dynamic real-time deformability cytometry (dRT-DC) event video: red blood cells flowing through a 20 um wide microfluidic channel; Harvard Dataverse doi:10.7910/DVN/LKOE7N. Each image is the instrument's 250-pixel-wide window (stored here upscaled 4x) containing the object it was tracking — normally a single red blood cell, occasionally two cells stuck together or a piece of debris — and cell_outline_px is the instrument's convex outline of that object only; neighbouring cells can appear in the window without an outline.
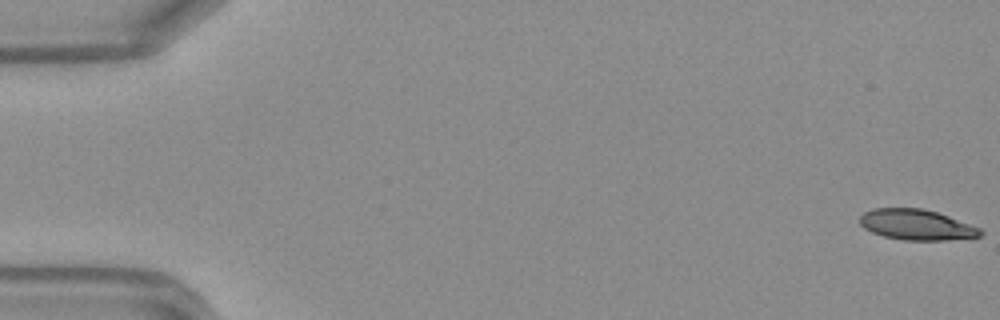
{"species": "Egyptian fruit bat (a non-hibernating species)", "species_latin": "Rousettus aegyptiacus", "temperature_condition": "warm", "stored_images_in_passage": 16, "camera_frame_rate_fps": 3000, "um_per_image_px": 0.085, "frame": {"image": 1, "passage_image": 1, "time_ms": 0.0, "image_size_px": [1000, 320], "cell_outline_px": [[984, 232], [980, 236], [948, 240], [904, 240], [884, 236], [872, 232], [864, 228], [860, 224], [860, 216], [864, 212], [872, 208], [924, 208], [948, 216], [980, 228]], "centroid_in_image_um": [77.89, 19.1], "position_along_channel_um": 7.1, "area_um2": 21.39}}
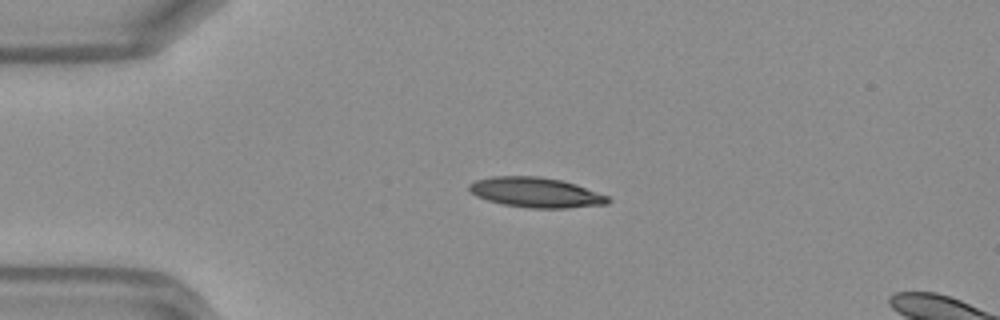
{"frame": {"image": 2, "passage_image": 12, "time_ms": 3.667, "image_size_px": [1000, 320], "cell_outline_px": [[612, 200], [608, 204], [568, 208], [528, 208], [504, 204], [488, 200], [476, 196], [468, 188], [468, 184], [476, 180], [492, 176], [540, 176], [560, 180], [576, 184], [608, 196]], "centroid_in_image_um": [45.56, 16.36], "position_along_channel_um": 39.4, "area_um2": 24.28}}